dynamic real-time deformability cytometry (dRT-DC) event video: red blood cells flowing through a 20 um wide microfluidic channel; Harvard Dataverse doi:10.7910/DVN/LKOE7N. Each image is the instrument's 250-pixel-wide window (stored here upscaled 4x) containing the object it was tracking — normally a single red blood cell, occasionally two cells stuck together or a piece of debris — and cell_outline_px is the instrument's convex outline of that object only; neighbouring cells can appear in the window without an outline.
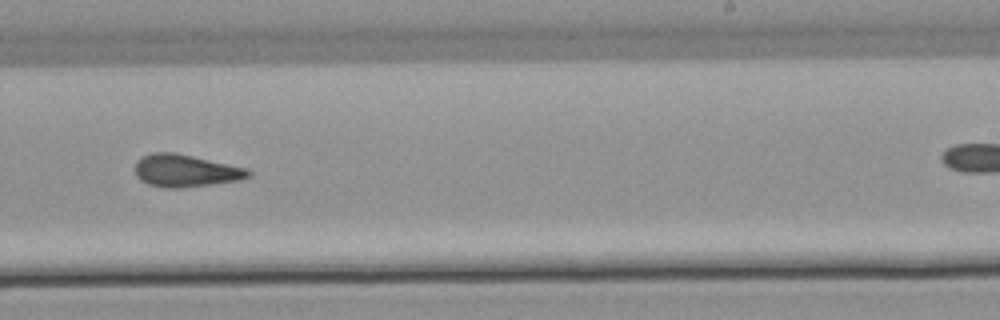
{"species": "common noctule bat (a hibernating species)", "species_latin": "Nyctalus noctula", "temperature_condition": "warm", "stored_images_in_passage": 15, "camera_frame_rate_fps": 3000, "um_per_image_px": 0.085, "animal": {"sex": "male", "body_mass_g": 21.5, "forearm_length_mm": 52.0}, "frame": {"image": 1, "passage_image": 11, "time_ms": 12.667, "image_size_px": [1000, 320], "cell_outline_px": [[252, 176], [240, 180], [180, 188], [168, 188], [148, 184], [140, 180], [136, 176], [136, 160], [152, 152], [176, 152], [248, 168], [252, 172]], "centroid_in_image_um": [15.8, 14.5], "position_along_channel_um": 273.2, "area_um2": 21.5}}